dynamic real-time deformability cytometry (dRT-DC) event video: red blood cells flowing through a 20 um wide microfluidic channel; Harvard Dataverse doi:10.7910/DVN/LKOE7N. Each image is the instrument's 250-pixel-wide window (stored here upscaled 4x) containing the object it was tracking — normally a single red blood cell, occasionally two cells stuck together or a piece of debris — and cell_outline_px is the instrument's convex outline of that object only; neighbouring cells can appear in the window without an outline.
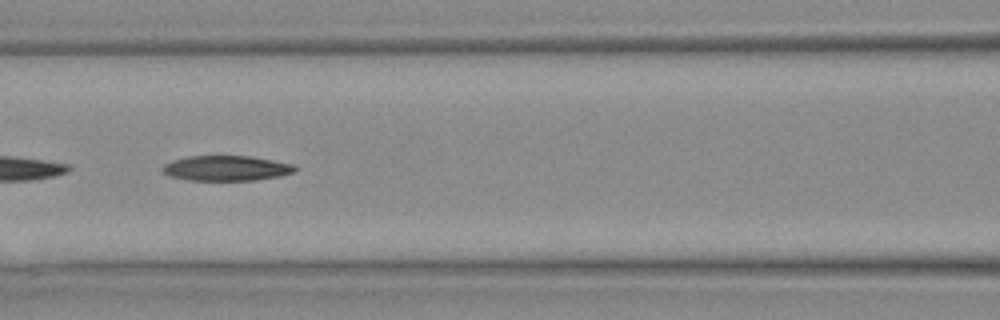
{"species": "Egyptian fruit bat (a non-hibernating species)", "species_latin": "Rousettus aegyptiacus", "temperature_condition": "warm", "stored_images_in_passage": 29, "segment_of_instrument_passage": [2, 2], "camera_frame_rate_fps": 3000, "um_per_image_px": 0.085, "animal": {"sex": "female"}, "frame": {"image": 1, "passage_image": 13, "time_ms": 4.0, "image_size_px": [1000, 320], "cell_outline_px": [[300, 168], [296, 172], [280, 176], [256, 180], [188, 180], [168, 176], [160, 168], [164, 164], [172, 160], [188, 156], [248, 156], [296, 164]], "centroid_in_image_um": [19.27, 14.3], "position_along_channel_um": 147.3, "area_um2": 19.65}}
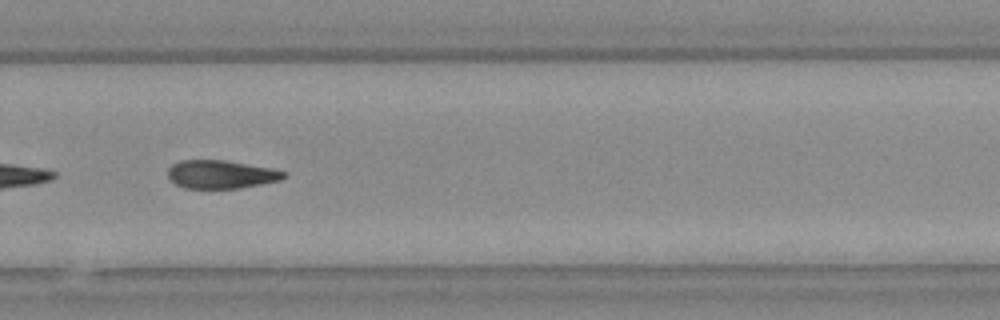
{"frame": {"image": 2, "passage_image": 20, "time_ms": 6.333, "image_size_px": [1000, 320], "cell_outline_px": [[288, 176], [280, 180], [260, 184], [236, 188], [184, 188], [168, 180], [168, 168], [172, 164], [180, 160], [224, 160], [272, 168], [288, 172]], "centroid_in_image_um": [18.78, 14.81], "position_along_channel_um": 311.0, "area_um2": 19.19}}
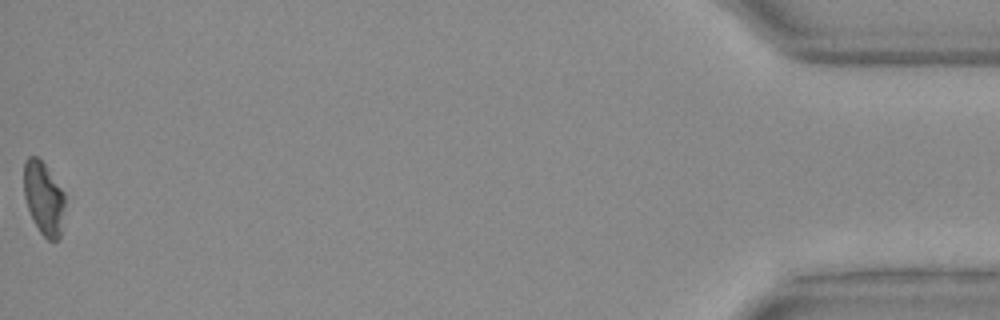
{"frame": {"image": 3, "passage_image": 29, "time_ms": 9.333, "image_size_px": [1000, 320], "cell_outline_px": [[64, 204], [60, 236], [56, 240], [48, 240], [40, 232], [28, 208], [24, 196], [24, 160], [28, 156], [36, 156], [44, 164], [64, 192]], "centroid_in_image_um": [3.7, 16.82], "position_along_channel_um": 431.5, "area_um2": 17.11}}